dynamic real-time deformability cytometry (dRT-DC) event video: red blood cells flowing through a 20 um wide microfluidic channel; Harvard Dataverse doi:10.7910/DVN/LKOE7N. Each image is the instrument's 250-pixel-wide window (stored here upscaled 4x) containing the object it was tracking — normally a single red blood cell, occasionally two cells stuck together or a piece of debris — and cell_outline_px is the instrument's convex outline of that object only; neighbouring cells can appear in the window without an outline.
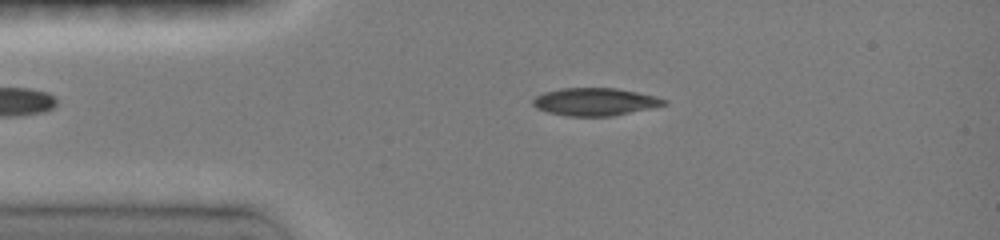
{"species": "common noctule bat (a hibernating species)", "species_latin": "Nyctalus noctula", "temperature_condition": "room temperature", "stored_images_in_passage": 45, "camera_frame_rate_fps": 3000, "um_per_image_px": 0.085, "animal": {"sex": "female", "body_mass_g": 19.0, "forearm_length_mm": 51.5}, "frame": {"image": 1, "passage_image": 8, "time_ms": 2.333, "image_size_px": [1000, 240], "cell_outline_px": [[668, 104], [612, 116], [568, 116], [548, 112], [536, 108], [532, 104], [532, 100], [536, 96], [544, 92], [564, 88], [616, 88], [656, 96], [668, 100]], "centroid_in_image_um": [50.57, 8.65], "position_along_channel_um": 34.4, "area_um2": 21.04}}
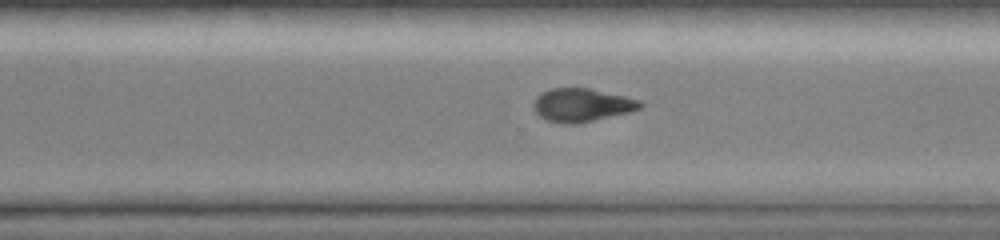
{"frame": {"image": 2, "passage_image": 31, "time_ms": 10.0, "image_size_px": [1000, 240], "cell_outline_px": [[644, 104], [640, 108], [628, 112], [576, 124], [564, 124], [548, 120], [540, 116], [536, 112], [532, 104], [536, 96], [540, 92], [552, 88], [588, 88], [624, 96], [640, 100]], "centroid_in_image_um": [49.42, 8.92], "position_along_channel_um": 321.2, "area_um2": 20.52}}
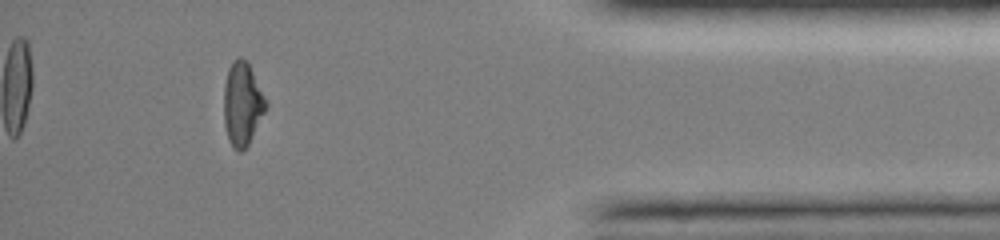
{"frame": {"image": 3, "passage_image": 40, "time_ms": 13.0, "image_size_px": [1000, 240], "cell_outline_px": [[268, 108], [248, 144], [240, 152], [236, 152], [232, 148], [228, 140], [224, 124], [224, 84], [228, 68], [232, 60], [240, 56], [248, 64], [268, 104]], "centroid_in_image_um": [20.58, 8.87], "position_along_channel_um": 414.6, "area_um2": 20.46}, "authors_computed_cell_mechanics": {"area_um2": 21.0392, "velocity_mm_per_s": 4.0972, "shape_relaxation_time_tau1_ms": 6.1147, "shape_relaxation_time_tau2_ms": 10.0223, "deformation_change_tau1": 0.2092, "deformation_change_tau2": 0.1425}}